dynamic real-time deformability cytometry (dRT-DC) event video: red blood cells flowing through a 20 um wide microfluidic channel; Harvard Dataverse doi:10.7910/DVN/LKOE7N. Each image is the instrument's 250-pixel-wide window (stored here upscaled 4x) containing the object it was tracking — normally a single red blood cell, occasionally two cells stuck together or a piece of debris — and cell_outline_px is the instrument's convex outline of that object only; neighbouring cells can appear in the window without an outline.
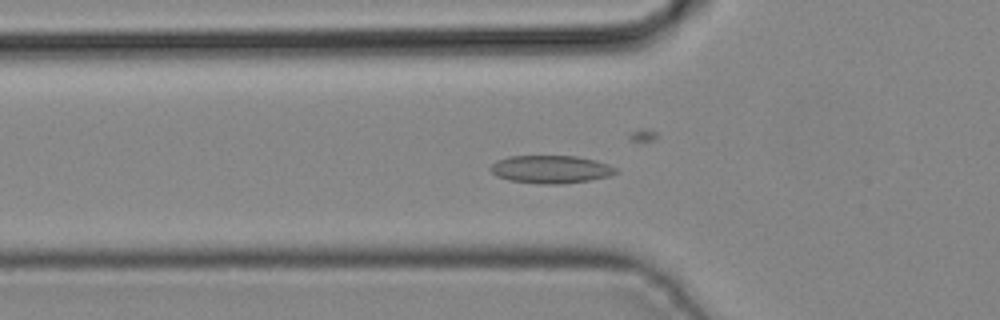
{"species": "common noctule bat (a hibernating species)", "species_latin": "Nyctalus noctula", "temperature_condition": "cold", "stored_images_in_passage": 39, "camera_frame_rate_fps": 3000, "um_per_image_px": 0.085, "animal": {"sex": "male", "body_mass_g": 19.2, "forearm_length_mm": 51.8}, "frame": {"image": 1, "passage_image": 9, "time_ms": 2.667, "image_size_px": [1000, 320], "cell_outline_px": [[616, 172], [608, 176], [588, 180], [556, 184], [540, 184], [508, 180], [496, 176], [488, 168], [496, 160], [508, 156], [576, 156], [596, 160], [608, 164], [616, 168]], "centroid_in_image_um": [46.76, 14.38], "position_along_channel_um": 79.0, "area_um2": 20.29}}
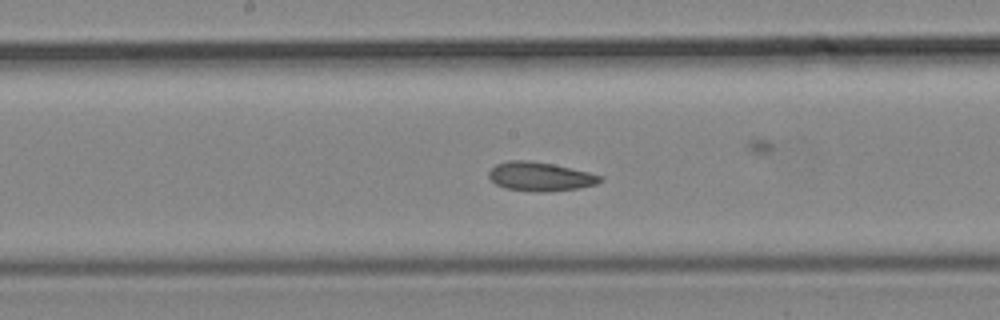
{"frame": {"image": 2, "passage_image": 17, "time_ms": 5.333, "image_size_px": [1000, 320], "cell_outline_px": [[604, 180], [596, 184], [576, 188], [504, 188], [496, 184], [488, 176], [488, 172], [496, 164], [508, 160], [532, 160], [552, 164], [588, 172], [604, 176]], "centroid_in_image_um": [45.9, 14.93], "position_along_channel_um": 202.3, "area_um2": 17.63}}
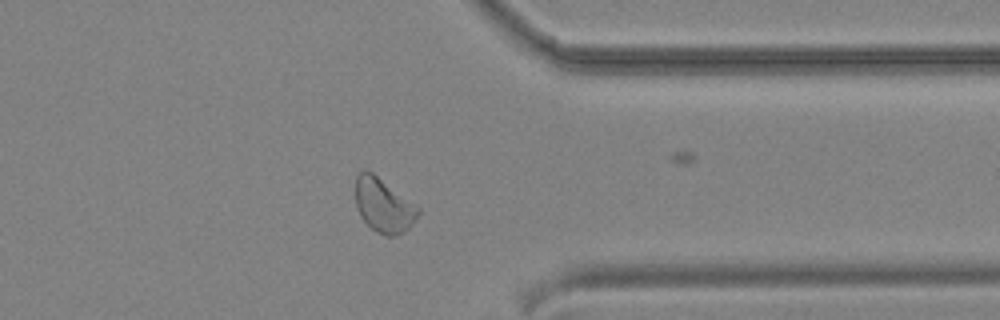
{"frame": {"image": 3, "passage_image": 29, "time_ms": 9.333, "image_size_px": [1000, 320], "cell_outline_px": [[420, 212], [412, 224], [404, 232], [392, 236], [384, 236], [376, 232], [360, 216], [356, 204], [356, 176], [364, 168], [372, 172], [416, 204], [420, 208]], "centroid_in_image_um": [32.61, 17.45], "position_along_channel_um": 378.8, "area_um2": 19.71}}